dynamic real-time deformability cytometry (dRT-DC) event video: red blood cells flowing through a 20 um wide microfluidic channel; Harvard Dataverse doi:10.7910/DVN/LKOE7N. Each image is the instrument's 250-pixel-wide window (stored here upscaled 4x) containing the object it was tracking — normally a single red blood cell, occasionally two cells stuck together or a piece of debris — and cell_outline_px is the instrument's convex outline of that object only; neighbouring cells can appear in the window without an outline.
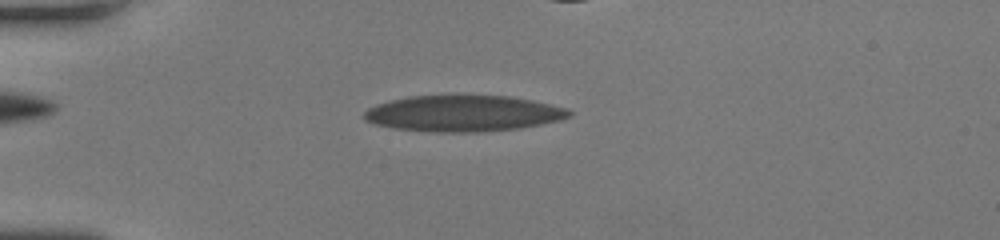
{"species": "human", "species_latin": "Homo sapiens", "temperature_condition": "room temperature", "stored_images_in_passage": 33, "camera_frame_rate_fps": 3000, "um_per_image_px": 0.085, "donor": {"sex": "female"}, "frame": {"image": 1, "passage_image": 4, "time_ms": 1.0, "image_size_px": [1000, 240], "cell_outline_px": [[572, 116], [560, 120], [520, 128], [480, 132], [432, 132], [392, 128], [376, 124], [364, 120], [364, 112], [368, 108], [376, 104], [408, 96], [456, 92], [508, 96], [532, 100], [552, 104], [568, 108], [572, 112]], "centroid_in_image_um": [39.38, 9.6], "position_along_channel_um": 45.6, "area_um2": 44.62}}
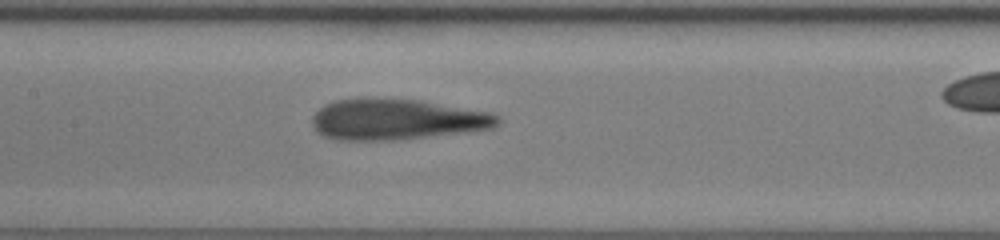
{"frame": {"image": 2, "passage_image": 16, "time_ms": 5.0, "image_size_px": [1000, 240], "cell_outline_px": [[500, 124], [492, 128], [468, 132], [400, 140], [336, 140], [324, 136], [316, 132], [312, 124], [312, 116], [324, 104], [336, 100], [420, 100], [492, 112], [500, 116]], "centroid_in_image_um": [33.78, 10.18], "position_along_channel_um": 173.6, "area_um2": 43.99}}
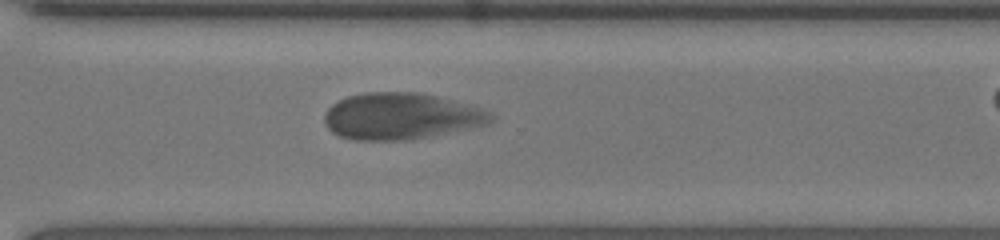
{"frame": {"image": 3, "passage_image": 28, "time_ms": 9.0, "image_size_px": [1000, 240], "cell_outline_px": [[496, 116], [488, 124], [428, 136], [404, 140], [356, 140], [340, 136], [332, 132], [328, 128], [324, 120], [324, 112], [332, 104], [348, 96], [364, 92], [420, 92], [468, 104], [492, 112]], "centroid_in_image_um": [34.07, 9.87], "position_along_channel_um": 336.5, "area_um2": 44.91}}